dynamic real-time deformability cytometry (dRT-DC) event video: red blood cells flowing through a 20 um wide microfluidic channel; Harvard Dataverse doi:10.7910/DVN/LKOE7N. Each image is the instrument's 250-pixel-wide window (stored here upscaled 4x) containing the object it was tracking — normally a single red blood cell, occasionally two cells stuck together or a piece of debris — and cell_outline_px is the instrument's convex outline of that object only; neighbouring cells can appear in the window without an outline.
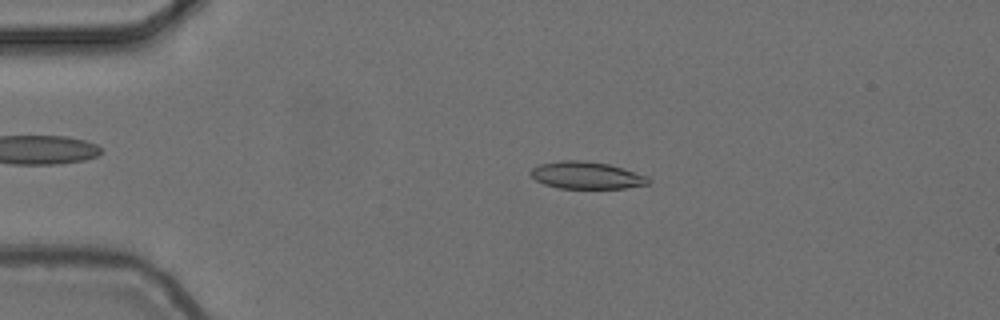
{"species": "common noctule bat (a hibernating species)", "species_latin": "Nyctalus noctula", "temperature_condition": "cold", "stored_images_in_passage": 54, "camera_frame_rate_fps": 3000, "um_per_image_px": 0.085, "animal": {"sex": "female", "body_mass_g": 24.6, "forearm_length_mm": 56.2}, "frame": {"image": 1, "passage_image": 11, "time_ms": 3.333, "image_size_px": [1000, 320], "cell_outline_px": [[652, 180], [648, 184], [624, 188], [560, 188], [544, 184], [536, 180], [528, 172], [532, 168], [540, 164], [560, 160], [580, 160], [608, 164], [624, 168], [648, 176]], "centroid_in_image_um": [49.86, 14.9], "position_along_channel_um": 35.1, "area_um2": 18.67}}
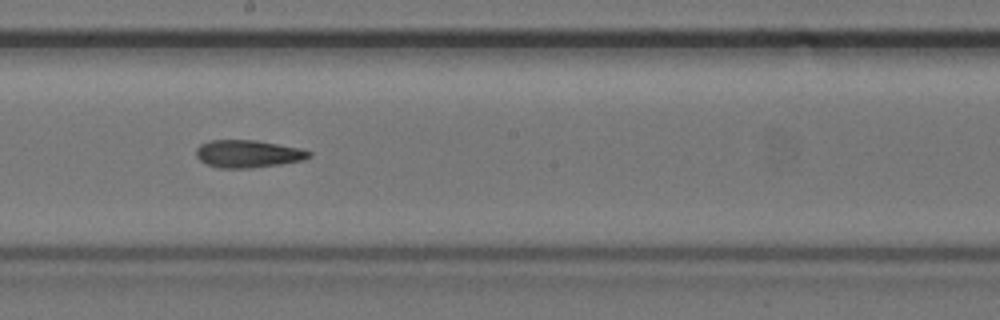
{"frame": {"image": 2, "passage_image": 30, "time_ms": 9.667, "image_size_px": [1000, 320], "cell_outline_px": [[312, 156], [304, 160], [280, 164], [252, 168], [220, 168], [208, 164], [200, 160], [196, 156], [196, 148], [200, 144], [208, 140], [256, 140], [300, 148], [312, 152]], "centroid_in_image_um": [21.09, 13.07], "position_along_channel_um": 227.1, "area_um2": 18.21}}
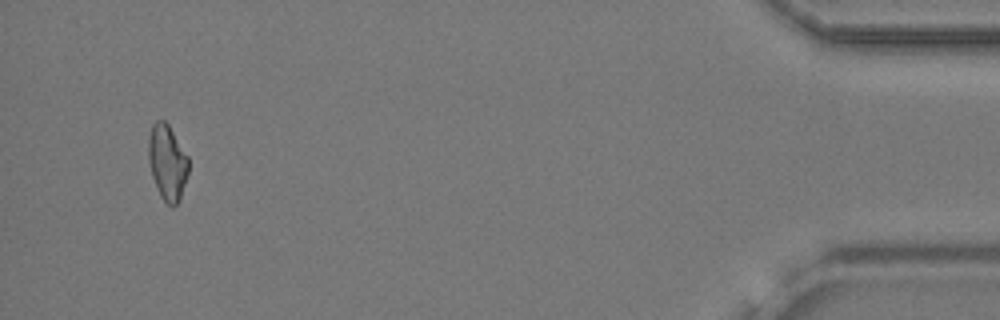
{"frame": {"image": 3, "passage_image": 52, "time_ms": 17.0, "image_size_px": [1000, 320], "cell_outline_px": [[188, 172], [180, 200], [172, 208], [160, 196], [156, 188], [152, 176], [148, 160], [148, 136], [152, 124], [156, 120], [164, 120], [168, 124], [188, 156]], "centroid_in_image_um": [14.21, 13.8], "position_along_channel_um": 421.0, "area_um2": 17.74}, "authors_computed_cell_mechanics": {"area_um2": 18.4382, "velocity_mm_per_s": 3.71, "shape_relaxation_time_tau1_ms": null, "shape_relaxation_time_tau2_ms": 8.5547, "deformation_change_tau1": null, "deformation_change_tau2": 0.1755}}